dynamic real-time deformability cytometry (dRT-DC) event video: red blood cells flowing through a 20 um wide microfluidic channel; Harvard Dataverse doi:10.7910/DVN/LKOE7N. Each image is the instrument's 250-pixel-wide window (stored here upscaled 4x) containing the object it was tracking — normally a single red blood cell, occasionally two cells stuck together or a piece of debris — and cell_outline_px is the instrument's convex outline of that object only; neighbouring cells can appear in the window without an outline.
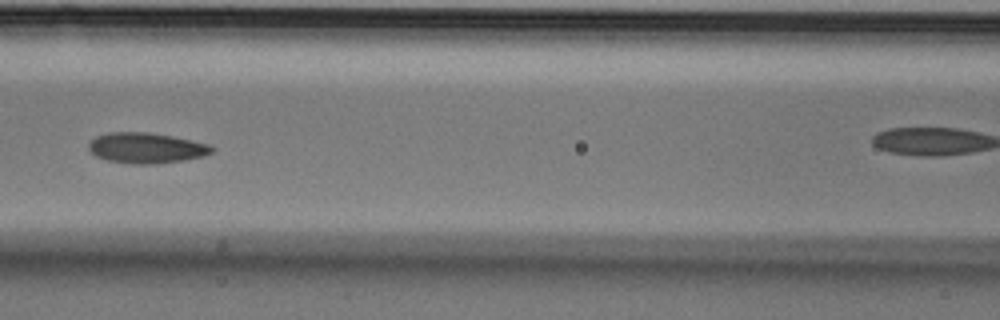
{"species": "Egyptian fruit bat (a non-hibernating species)", "species_latin": "Rousettus aegyptiacus", "temperature_condition": "cold", "stored_images_in_passage": 10, "camera_frame_rate_fps": 3000, "um_per_image_px": 0.085, "animal": {"sex": "male"}, "frame": {"image": 1, "passage_image": 6, "time_ms": 1.667, "image_size_px": [1000, 320], "cell_outline_px": [[216, 148], [212, 152], [204, 156], [184, 160], [156, 164], [132, 164], [108, 160], [96, 156], [88, 148], [88, 144], [96, 136], [108, 132], [148, 132], [172, 136], [208, 144]], "centroid_in_image_um": [12.44, 12.58], "position_along_channel_um": 154.2, "area_um2": 21.91}}
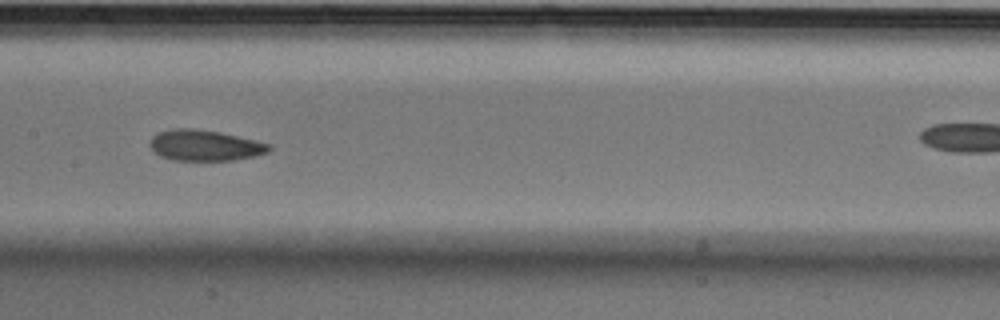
{"frame": {"image": 2, "passage_image": 7, "time_ms": 2.0, "image_size_px": [1000, 320], "cell_outline_px": [[272, 148], [268, 152], [256, 156], [236, 160], [172, 160], [160, 156], [148, 144], [152, 136], [160, 132], [176, 128], [192, 128], [220, 132], [272, 144]], "centroid_in_image_um": [17.44, 12.36], "position_along_channel_um": 190.0, "area_um2": 21.44}}
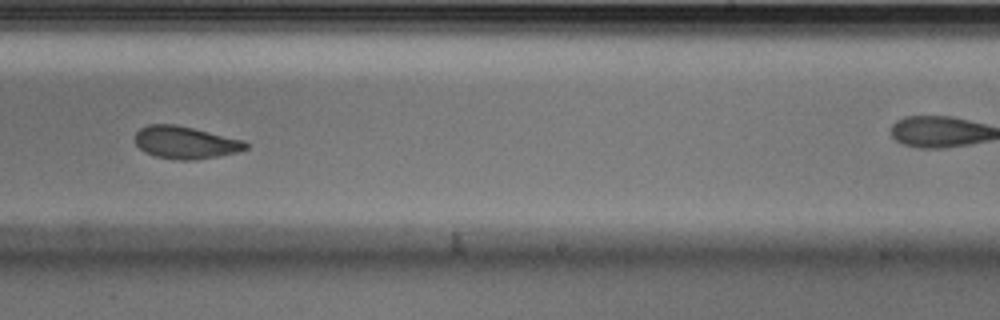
{"frame": {"image": 3, "passage_image": 9, "time_ms": 2.667, "image_size_px": [1000, 320], "cell_outline_px": [[248, 148], [236, 152], [216, 156], [192, 160], [176, 160], [156, 156], [144, 152], [136, 144], [136, 132], [140, 128], [148, 124], [176, 124], [244, 140], [248, 144]], "centroid_in_image_um": [15.74, 12.1], "position_along_channel_um": 273.3, "area_um2": 20.81}}